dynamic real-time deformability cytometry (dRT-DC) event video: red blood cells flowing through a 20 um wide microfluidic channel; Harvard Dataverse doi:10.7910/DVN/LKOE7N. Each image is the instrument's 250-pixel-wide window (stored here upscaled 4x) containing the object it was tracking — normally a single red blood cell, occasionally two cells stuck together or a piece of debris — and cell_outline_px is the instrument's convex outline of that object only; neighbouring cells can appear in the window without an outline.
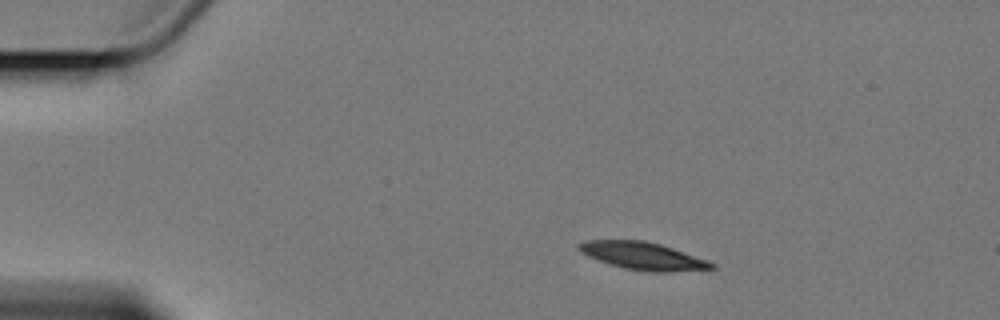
{"species": "Egyptian fruit bat (a non-hibernating species)", "species_latin": "Rousettus aegyptiacus", "temperature_condition": "cold", "stored_images_in_passage": 5, "camera_frame_rate_fps": 3000, "um_per_image_px": 0.085, "animal": {"sex": "female"}, "frame": {"image": 1, "passage_image": 3, "time_ms": 2.667, "image_size_px": [1000, 320], "cell_outline_px": [[716, 268], [672, 272], [648, 272], [624, 268], [588, 256], [580, 252], [576, 248], [576, 244], [584, 240], [644, 240], [660, 244], [708, 260], [716, 264]], "centroid_in_image_um": [54.64, 21.75], "position_along_channel_um": 30.4, "area_um2": 21.33}}